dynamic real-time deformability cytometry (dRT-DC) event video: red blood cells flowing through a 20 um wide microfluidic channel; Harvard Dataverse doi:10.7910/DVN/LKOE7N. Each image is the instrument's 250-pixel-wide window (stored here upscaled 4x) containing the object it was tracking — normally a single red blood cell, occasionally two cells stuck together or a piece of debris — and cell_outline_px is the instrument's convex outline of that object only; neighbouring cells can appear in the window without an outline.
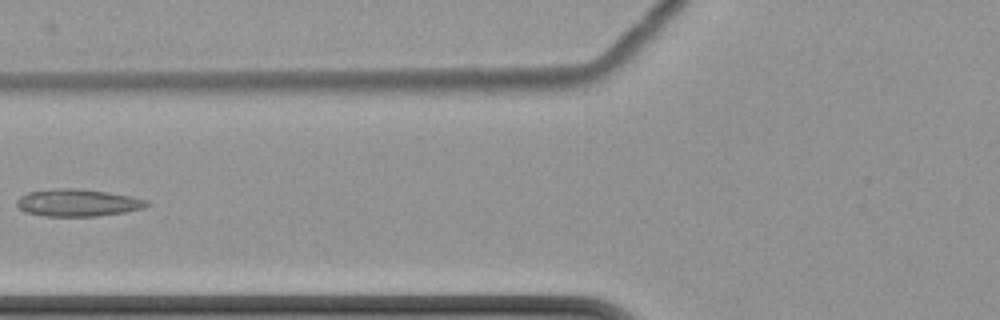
{"species": "common noctule bat (a hibernating species)", "species_latin": "Nyctalus noctula", "temperature_condition": "cold", "stored_images_in_passage": 8, "camera_frame_rate_fps": 3000, "um_per_image_px": 0.085, "animal": {"sex": "female", "body_mass_g": 22.7, "forearm_length_mm": 54.2}, "frame": {"image": 1, "passage_image": 8, "time_ms": 8.667, "image_size_px": [1000, 320], "cell_outline_px": [[148, 204], [144, 208], [124, 212], [96, 216], [44, 216], [24, 212], [16, 204], [16, 200], [20, 196], [28, 192], [48, 188], [80, 188], [108, 192], [132, 196], [148, 200]], "centroid_in_image_um": [6.58, 17.22], "position_along_channel_um": 119.2, "area_um2": 20.87}}